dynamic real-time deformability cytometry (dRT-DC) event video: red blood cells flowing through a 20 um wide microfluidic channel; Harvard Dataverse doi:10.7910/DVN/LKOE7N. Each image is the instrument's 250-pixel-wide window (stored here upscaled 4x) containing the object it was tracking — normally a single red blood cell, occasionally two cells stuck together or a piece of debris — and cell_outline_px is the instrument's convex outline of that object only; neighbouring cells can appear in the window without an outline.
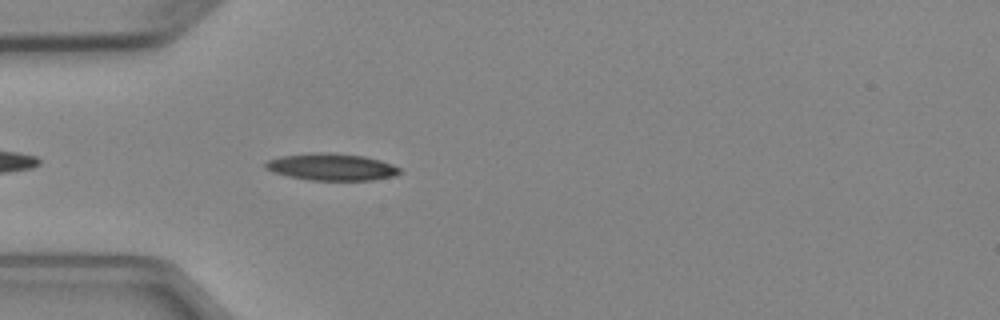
{"species": "Egyptian fruit bat (a non-hibernating species)", "species_latin": "Rousettus aegyptiacus", "temperature_condition": "cold", "stored_images_in_passage": 3, "camera_frame_rate_fps": 3000, "um_per_image_px": 0.085, "animal": {"sex": "female"}, "frame": {"image": 1, "passage_image": 3, "time_ms": 2.333, "image_size_px": [1000, 320], "cell_outline_px": [[400, 172], [396, 176], [372, 180], [312, 180], [288, 176], [272, 172], [264, 168], [264, 164], [268, 160], [280, 156], [316, 152], [328, 152], [364, 156], [380, 160], [392, 164], [400, 168]], "centroid_in_image_um": [28.17, 14.19], "position_along_channel_um": 56.8, "area_um2": 21.15}}